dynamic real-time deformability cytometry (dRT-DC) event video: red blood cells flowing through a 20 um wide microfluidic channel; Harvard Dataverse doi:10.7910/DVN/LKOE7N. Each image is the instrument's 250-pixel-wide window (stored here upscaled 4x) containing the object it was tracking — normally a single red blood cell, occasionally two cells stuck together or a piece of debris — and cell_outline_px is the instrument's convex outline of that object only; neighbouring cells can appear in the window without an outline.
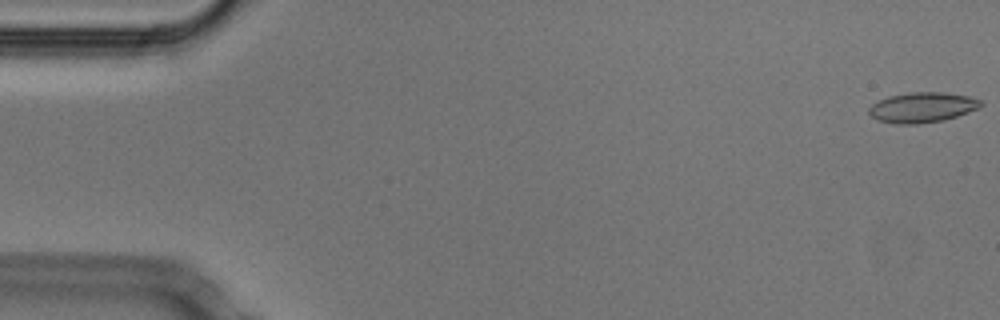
{"species": "Egyptian fruit bat (a non-hibernating species)", "species_latin": "Rousettus aegyptiacus", "temperature_condition": "cold", "stored_images_in_passage": 53, "camera_frame_rate_fps": 3000, "um_per_image_px": 0.085, "animal": {"sex": "male"}, "frame": {"image": 1, "passage_image": 1, "time_ms": 0.0, "image_size_px": [1000, 320], "cell_outline_px": [[984, 104], [980, 108], [944, 120], [916, 124], [892, 124], [880, 120], [872, 116], [868, 112], [868, 108], [872, 104], [888, 96], [912, 92], [944, 92], [968, 96], [980, 100]], "centroid_in_image_um": [78.4, 9.13], "position_along_channel_um": 6.6, "area_um2": 19.65}}
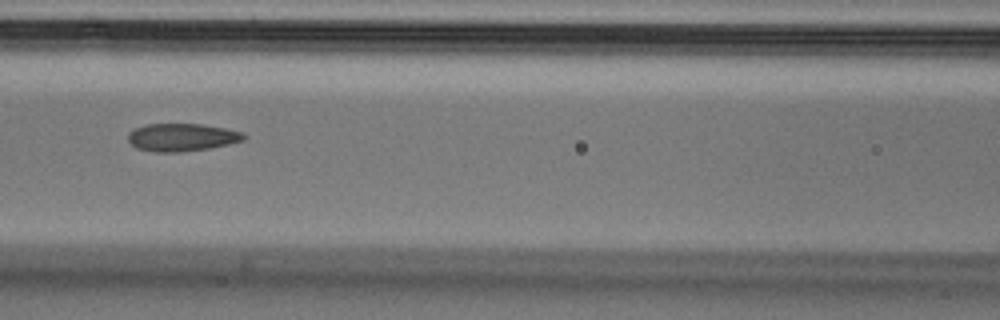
{"frame": {"image": 2, "passage_image": 23, "time_ms": 7.333, "image_size_px": [1000, 320], "cell_outline_px": [[244, 140], [228, 144], [208, 148], [180, 152], [152, 152], [136, 148], [128, 140], [128, 132], [144, 124], [200, 124], [224, 128], [244, 132]], "centroid_in_image_um": [15.42, 11.67], "position_along_channel_um": 151.2, "area_um2": 18.67}}
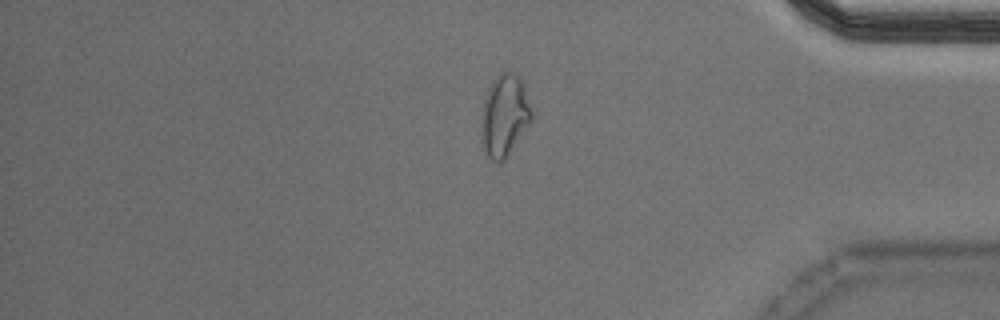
{"frame": {"image": 3, "passage_image": 44, "time_ms": 14.333, "image_size_px": [1000, 320], "cell_outline_px": [[532, 120], [504, 160], [496, 164], [488, 156], [484, 148], [480, 132], [480, 120], [484, 100], [488, 88], [492, 80], [500, 72], [512, 72], [520, 76], [532, 112]], "centroid_in_image_um": [42.85, 9.81], "position_along_channel_um": 392.3, "area_um2": 23.99}, "authors_computed_cell_mechanics": {"area_um2": 19.4208, "velocity_mm_per_s": 3.7973, "shape_relaxation_time_tau1_ms": 6.2146, "shape_relaxation_time_tau2_ms": 2.158, "deformation_change_tau1": 0.1677, "deformation_change_tau2": 0.1036}}